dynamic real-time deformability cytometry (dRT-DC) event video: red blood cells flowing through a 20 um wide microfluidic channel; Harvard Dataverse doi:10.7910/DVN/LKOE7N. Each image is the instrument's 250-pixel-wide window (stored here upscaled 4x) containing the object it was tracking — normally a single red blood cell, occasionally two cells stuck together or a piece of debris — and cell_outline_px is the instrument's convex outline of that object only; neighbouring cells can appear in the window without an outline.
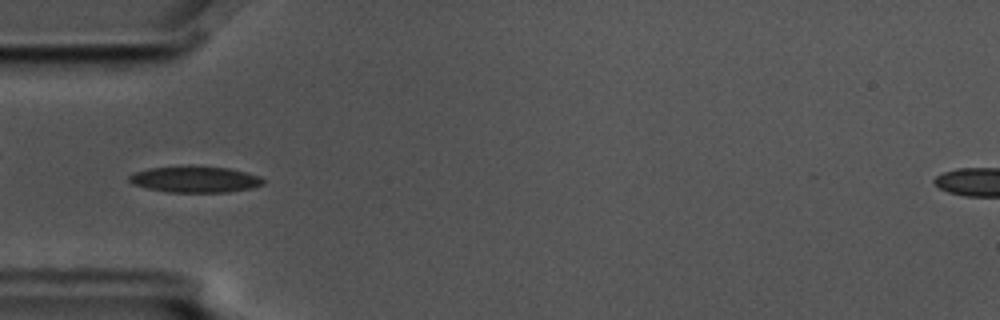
{"species": "common noctule bat (a hibernating species)", "species_latin": "Nyctalus noctula", "temperature_condition": "cold", "stored_images_in_passage": 7, "camera_frame_rate_fps": 3000, "um_per_image_px": 0.085, "animal": {"sex": "male", "body_mass_g": 17.5, "forearm_length_mm": 52.3}, "frame": {"image": 1, "passage_image": 5, "time_ms": 1.333, "image_size_px": [1000, 320], "cell_outline_px": [[264, 184], [252, 188], [228, 192], [168, 192], [148, 188], [132, 184], [128, 180], [128, 176], [136, 172], [148, 168], [188, 164], [192, 164], [228, 168], [260, 176], [264, 180]], "centroid_in_image_um": [16.56, 15.22], "position_along_channel_um": 68.4, "area_um2": 20.92}}